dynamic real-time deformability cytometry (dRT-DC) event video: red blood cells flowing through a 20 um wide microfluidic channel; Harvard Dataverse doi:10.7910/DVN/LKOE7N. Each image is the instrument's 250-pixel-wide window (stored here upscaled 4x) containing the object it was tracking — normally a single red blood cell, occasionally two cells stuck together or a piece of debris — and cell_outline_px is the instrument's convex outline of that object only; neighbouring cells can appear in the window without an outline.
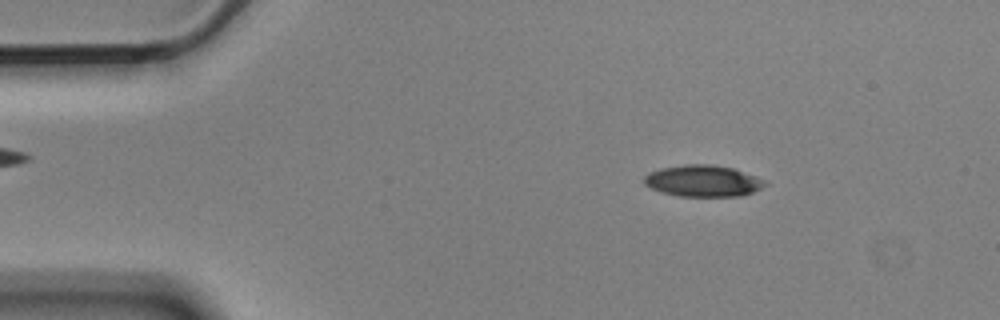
{"species": "Egyptian fruit bat (a non-hibernating species)", "species_latin": "Rousettus aegyptiacus", "temperature_condition": "cold", "stored_images_in_passage": 4, "camera_frame_rate_fps": 3000, "um_per_image_px": 0.085, "animal": {"sex": "male"}, "frame": {"image": 1, "passage_image": 2, "time_ms": 0.333, "image_size_px": [1000, 320], "cell_outline_px": [[768, 184], [752, 192], [740, 196], [680, 196], [660, 192], [644, 184], [644, 176], [648, 172], [660, 168], [684, 164], [712, 164], [732, 168], [768, 180]], "centroid_in_image_um": [59.75, 15.37], "position_along_channel_um": 25.2, "area_um2": 22.31}}